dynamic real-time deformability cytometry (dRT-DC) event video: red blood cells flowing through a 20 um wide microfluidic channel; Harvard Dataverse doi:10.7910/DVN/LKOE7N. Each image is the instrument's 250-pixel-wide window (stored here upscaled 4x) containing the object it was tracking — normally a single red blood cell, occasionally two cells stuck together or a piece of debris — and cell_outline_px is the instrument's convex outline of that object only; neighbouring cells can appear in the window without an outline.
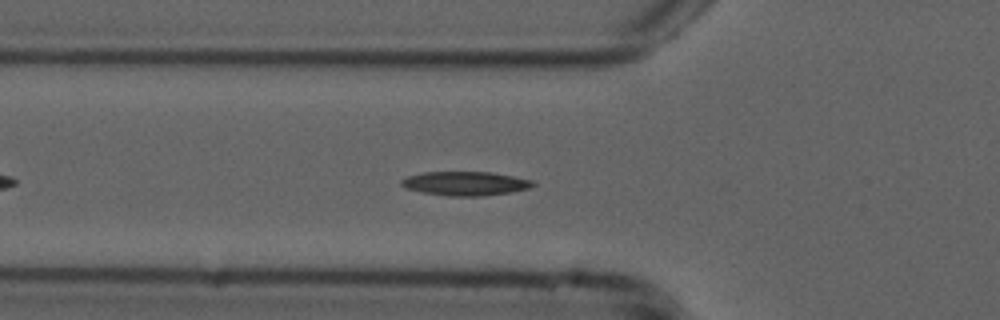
{"species": "common noctule bat (a hibernating species)", "species_latin": "Nyctalus noctula", "temperature_condition": "cold", "stored_images_in_passage": 43, "camera_frame_rate_fps": 3000, "um_per_image_px": 0.085, "animal": {"sex": "male", "forearm_length_mm": 52.5}, "frame": {"image": 1, "passage_image": 8, "time_ms": 2.333, "image_size_px": [1000, 320], "cell_outline_px": [[536, 184], [528, 188], [512, 192], [484, 196], [448, 196], [424, 192], [404, 188], [400, 184], [400, 180], [408, 176], [424, 172], [492, 172], [532, 180]], "centroid_in_image_um": [39.54, 15.6], "position_along_channel_um": 86.3, "area_um2": 18.38}}
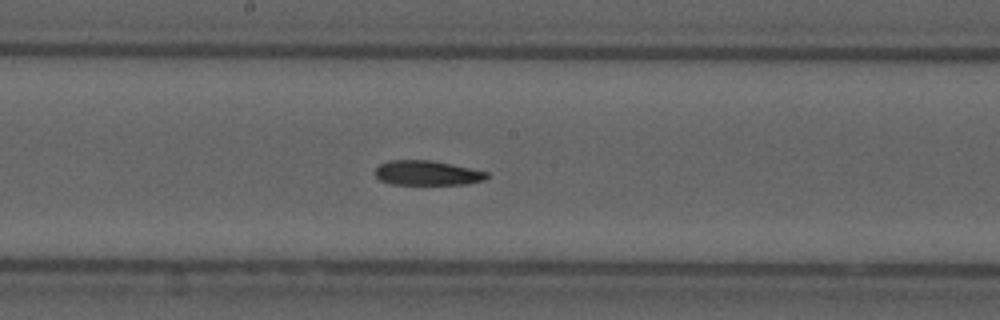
{"frame": {"image": 2, "passage_image": 18, "time_ms": 5.667, "image_size_px": [1000, 320], "cell_outline_px": [[488, 176], [484, 180], [464, 184], [392, 184], [380, 180], [376, 176], [376, 168], [380, 164], [388, 160], [432, 160], [488, 172]], "centroid_in_image_um": [36.29, 14.7], "position_along_channel_um": 211.9, "area_um2": 15.9}}
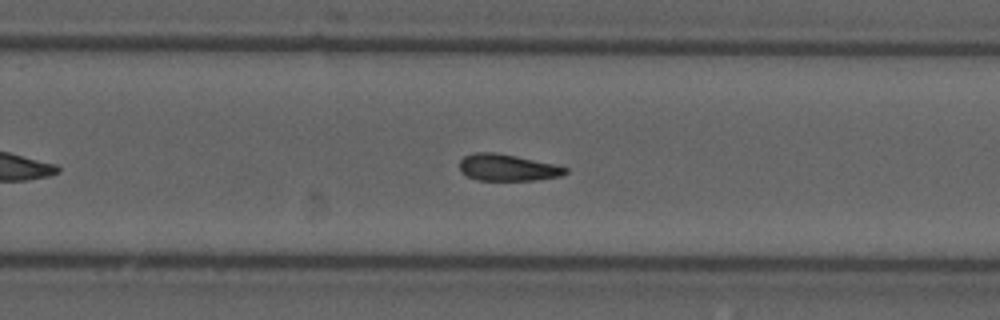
{"frame": {"image": 3, "passage_image": 24, "time_ms": 7.667, "image_size_px": [1000, 320], "cell_outline_px": [[568, 172], [560, 176], [532, 180], [476, 180], [460, 172], [460, 160], [464, 156], [476, 152], [496, 152], [556, 164], [568, 168]], "centroid_in_image_um": [43.13, 14.24], "position_along_channel_um": 286.7, "area_um2": 16.47}}